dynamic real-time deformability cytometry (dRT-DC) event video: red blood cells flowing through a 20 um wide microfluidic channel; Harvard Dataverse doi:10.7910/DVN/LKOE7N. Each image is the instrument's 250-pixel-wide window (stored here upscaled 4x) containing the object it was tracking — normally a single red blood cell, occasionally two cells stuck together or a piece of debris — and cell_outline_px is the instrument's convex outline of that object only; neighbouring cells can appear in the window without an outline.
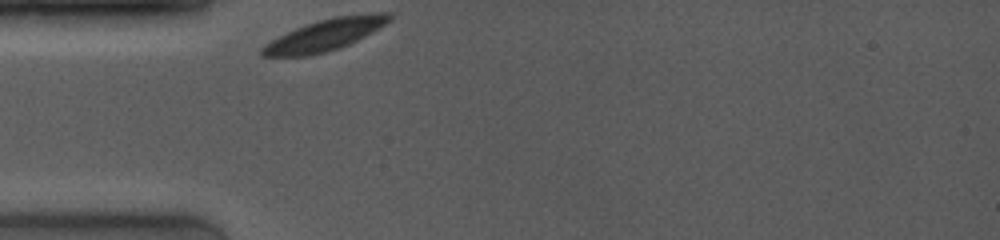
{"species": "common noctule bat (a hibernating species)", "species_latin": "Nyctalus noctula", "temperature_condition": "room temperature", "stored_images_in_passage": 30, "camera_frame_rate_fps": 4000, "um_per_image_px": 0.085, "animal": {"sex": "female", "body_mass_g": 19.0, "forearm_length_mm": 53.3}, "frame": {"image": 1, "passage_image": 1, "time_ms": 0.0, "image_size_px": [1000, 240], "cell_outline_px": [[392, 20], [372, 32], [340, 48], [308, 56], [260, 56], [260, 48], [264, 44], [296, 28], [320, 20], [336, 16], [376, 12], [392, 12]], "centroid_in_image_um": [27.65, 2.96], "position_along_channel_um": 57.3, "area_um2": 23.12}}
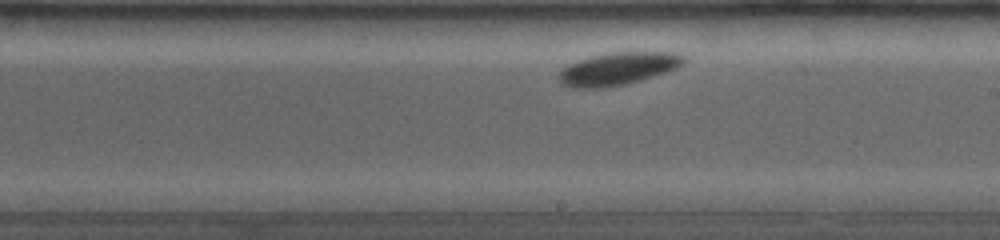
{"frame": {"image": 2, "passage_image": 21, "time_ms": 5.0, "image_size_px": [1000, 240], "cell_outline_px": [[684, 64], [676, 68], [640, 80], [624, 84], [604, 88], [572, 88], [560, 84], [556, 76], [568, 64], [592, 56], [612, 52], [676, 52], [684, 56]], "centroid_in_image_um": [52.49, 5.84], "position_along_channel_um": 236.5, "area_um2": 23.64}}
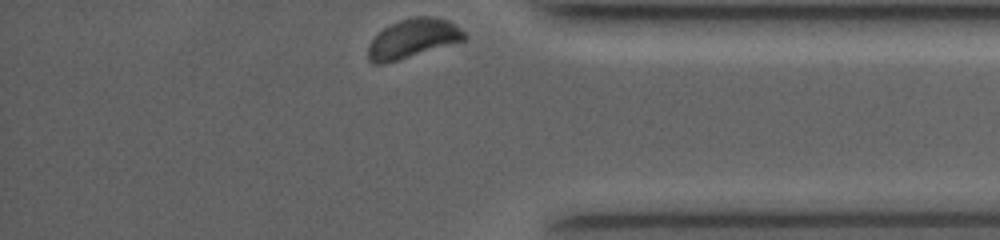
{"frame": {"image": 3, "passage_image": 30, "time_ms": 7.25, "image_size_px": [1000, 240], "cell_outline_px": [[468, 36], [464, 40], [384, 64], [372, 64], [368, 60], [368, 44], [384, 28], [400, 20], [416, 16], [428, 16], [444, 20], [460, 28]], "centroid_in_image_um": [35.05, 3.29], "position_along_channel_um": 400.1, "area_um2": 21.39}, "authors_computed_cell_mechanics": {"area_um2": 23.0333, "velocity_mm_per_s": 3.6788, "shape_relaxation_time_tau1_ms": 0.5508, "shape_relaxation_time_tau2_ms": null, "deformation_change_tau1": 0.0501, "deformation_change_tau2": null}}